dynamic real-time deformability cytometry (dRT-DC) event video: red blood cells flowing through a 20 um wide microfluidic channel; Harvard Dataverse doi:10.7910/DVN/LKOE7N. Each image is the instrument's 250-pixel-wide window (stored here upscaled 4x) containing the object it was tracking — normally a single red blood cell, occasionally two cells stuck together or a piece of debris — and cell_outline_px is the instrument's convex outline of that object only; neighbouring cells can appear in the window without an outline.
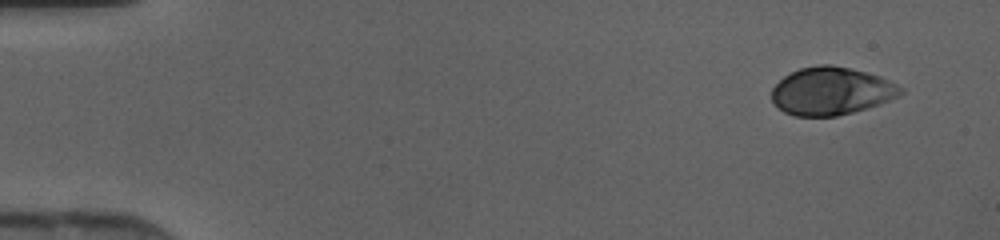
{"species": "human", "species_latin": "Homo sapiens", "temperature_condition": "cold", "stored_images_in_passage": 45, "camera_frame_rate_fps": 3000, "um_per_image_px": 0.085, "donor": {"sex": "female"}, "frame": {"image": 1, "passage_image": 2, "time_ms": 0.333, "image_size_px": [1000, 240], "cell_outline_px": [[904, 92], [900, 96], [852, 112], [836, 116], [796, 116], [784, 112], [772, 100], [772, 88], [784, 76], [800, 68], [820, 64], [832, 64], [880, 76], [904, 88]], "centroid_in_image_um": [70.65, 7.73], "position_along_channel_um": 14.3, "area_um2": 35.55}}
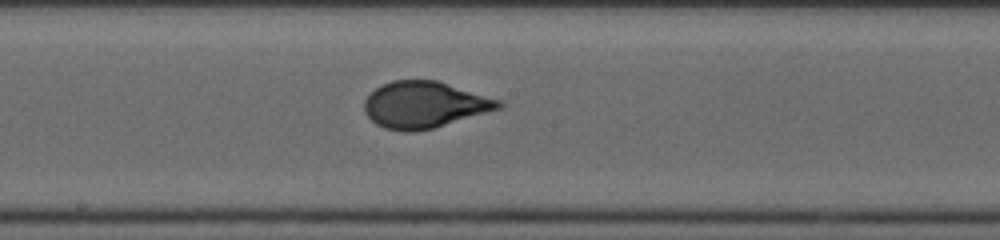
{"frame": {"image": 2, "passage_image": 24, "time_ms": 7.667, "image_size_px": [1000, 240], "cell_outline_px": [[504, 108], [432, 128], [412, 132], [404, 132], [384, 128], [376, 124], [364, 112], [364, 100], [376, 88], [392, 80], [436, 80], [500, 100], [504, 104]], "centroid_in_image_um": [36.08, 8.91], "position_along_channel_um": 212.1, "area_um2": 36.24}}
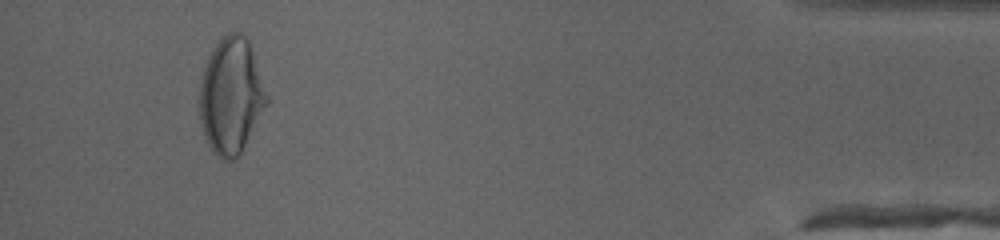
{"frame": {"image": 3, "passage_image": 42, "time_ms": 13.667, "image_size_px": [1000, 240], "cell_outline_px": [[268, 104], [240, 152], [232, 160], [220, 160], [212, 152], [204, 140], [200, 124], [200, 84], [204, 68], [208, 56], [216, 44], [228, 32], [240, 32], [248, 40], [268, 96]], "centroid_in_image_um": [19.62, 8.18], "position_along_channel_um": 415.6, "area_um2": 45.2}}